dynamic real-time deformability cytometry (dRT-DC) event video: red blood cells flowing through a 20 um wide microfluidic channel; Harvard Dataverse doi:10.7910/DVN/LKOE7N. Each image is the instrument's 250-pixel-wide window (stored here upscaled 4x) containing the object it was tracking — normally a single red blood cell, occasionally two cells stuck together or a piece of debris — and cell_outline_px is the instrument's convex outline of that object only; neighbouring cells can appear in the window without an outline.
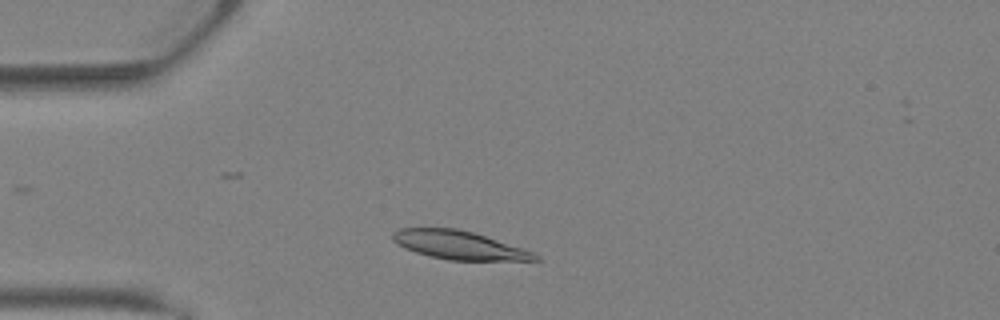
{"species": "Egyptian fruit bat (a non-hibernating species)", "species_latin": "Rousettus aegyptiacus", "temperature_condition": "warm", "stored_images_in_passage": 26, "camera_frame_rate_fps": 3000, "um_per_image_px": 0.085, "animal": {"sex": "female"}, "frame": {"image": 1, "passage_image": 4, "time_ms": 1.0, "image_size_px": [1000, 320], "cell_outline_px": [[540, 260], [448, 260], [416, 252], [404, 248], [396, 244], [392, 240], [392, 232], [400, 228], [456, 228], [472, 232], [532, 252], [540, 256]], "centroid_in_image_um": [38.94, 20.83], "position_along_channel_um": 46.1, "area_um2": 23.18}}
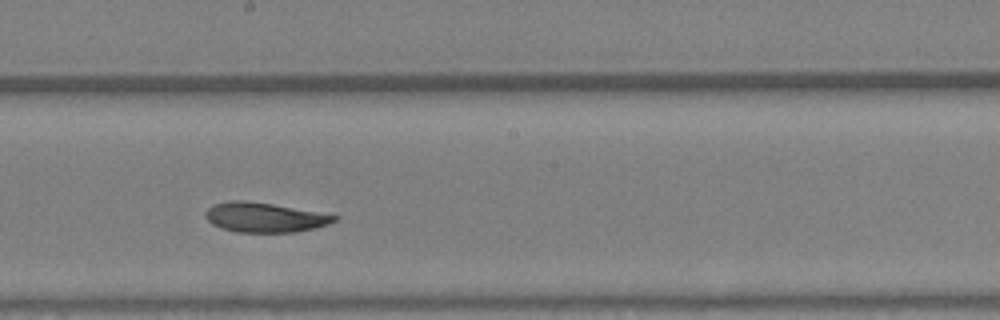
{"frame": {"image": 2, "passage_image": 15, "time_ms": 4.667, "image_size_px": [1000, 320], "cell_outline_px": [[340, 216], [336, 220], [328, 224], [316, 228], [296, 232], [236, 232], [220, 228], [212, 224], [204, 216], [204, 212], [212, 204], [232, 200], [244, 200], [272, 204]], "centroid_in_image_um": [22.45, 18.48], "position_along_channel_um": 225.7, "area_um2": 22.31}}
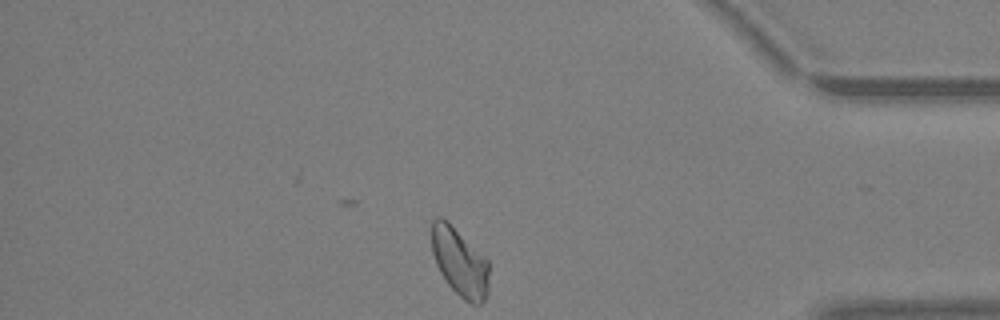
{"frame": {"image": 3, "passage_image": 26, "time_ms": 8.333, "image_size_px": [1000, 320], "cell_outline_px": [[488, 292], [484, 300], [480, 304], [472, 304], [464, 300], [448, 284], [440, 272], [436, 264], [432, 252], [432, 220], [436, 216], [440, 216], [484, 256], [488, 260]], "centroid_in_image_um": [39.07, 22.31], "position_along_channel_um": 396.1, "area_um2": 22.31}}